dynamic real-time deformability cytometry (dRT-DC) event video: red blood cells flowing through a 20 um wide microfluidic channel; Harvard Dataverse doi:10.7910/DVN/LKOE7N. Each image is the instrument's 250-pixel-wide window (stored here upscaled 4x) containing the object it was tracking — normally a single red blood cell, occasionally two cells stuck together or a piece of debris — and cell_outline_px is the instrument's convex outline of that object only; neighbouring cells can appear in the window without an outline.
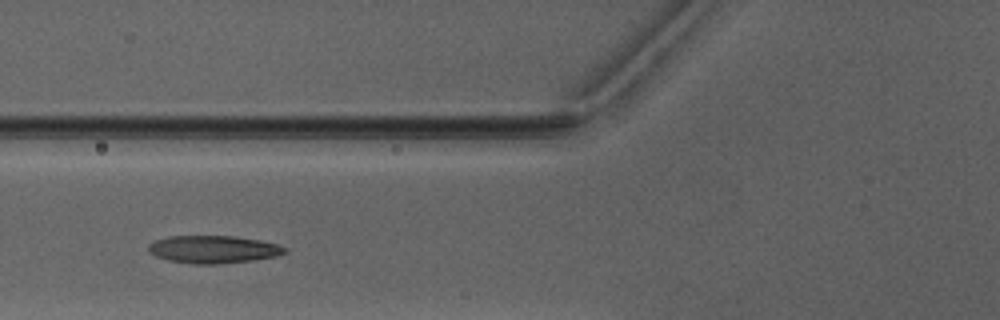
{"species": "Egyptian fruit bat (a non-hibernating species)", "species_latin": "Rousettus aegyptiacus", "temperature_condition": "warm", "stored_images_in_passage": 3, "camera_frame_rate_fps": 3000, "um_per_image_px": 0.085, "animal": {"sex": "male"}, "frame": {"image": 1, "passage_image": 2, "time_ms": 1.333, "image_size_px": [1000, 320], "cell_outline_px": [[288, 252], [276, 256], [256, 260], [220, 264], [192, 264], [168, 260], [156, 256], [148, 252], [148, 244], [156, 240], [168, 236], [232, 236], [260, 240], [276, 244], [288, 248]], "centroid_in_image_um": [18.14, 21.2], "position_along_channel_um": 107.7, "area_um2": 22.14}}
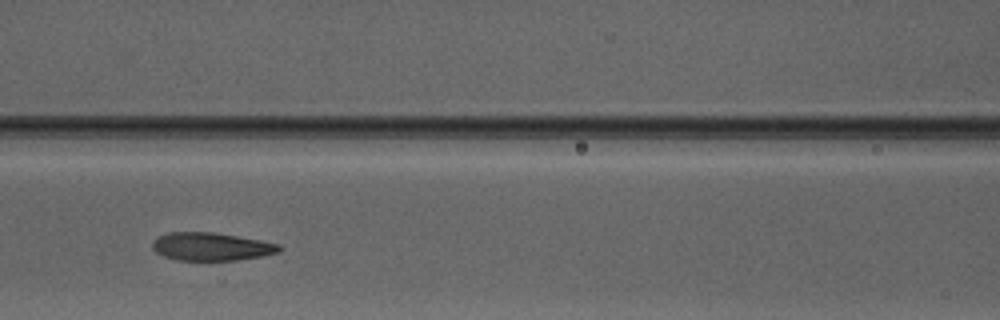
{"frame": {"image": 2, "passage_image": 3, "time_ms": 2.333, "image_size_px": [1000, 320], "cell_outline_px": [[280, 252], [260, 256], [236, 260], [176, 260], [164, 256], [156, 252], [152, 248], [152, 240], [168, 232], [212, 232], [260, 240], [280, 244]], "centroid_in_image_um": [17.93, 20.96], "position_along_channel_um": 148.7, "area_um2": 20.58}}